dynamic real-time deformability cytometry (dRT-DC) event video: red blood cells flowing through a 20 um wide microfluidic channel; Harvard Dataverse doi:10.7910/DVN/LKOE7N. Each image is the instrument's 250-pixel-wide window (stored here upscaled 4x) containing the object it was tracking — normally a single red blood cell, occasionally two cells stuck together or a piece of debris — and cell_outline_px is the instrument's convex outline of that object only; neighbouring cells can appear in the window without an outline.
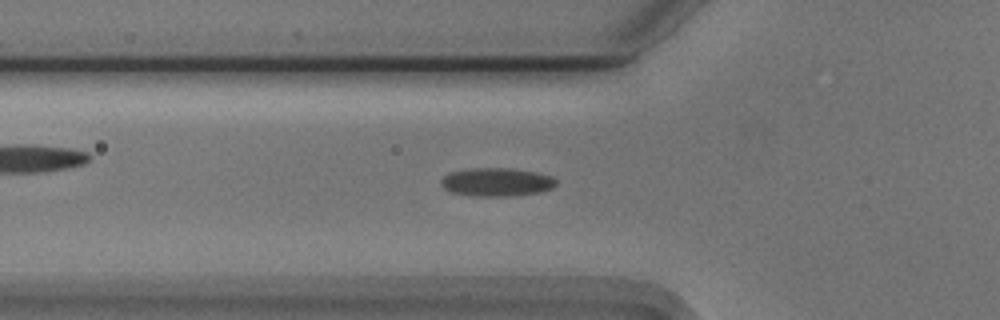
{"species": "Egyptian fruit bat (a non-hibernating species)", "species_latin": "Rousettus aegyptiacus", "temperature_condition": "cold", "stored_images_in_passage": 48, "camera_frame_rate_fps": 3000, "um_per_image_px": 0.085, "animal": {"sex": "male"}, "frame": {"image": 1, "passage_image": 15, "time_ms": 4.667, "image_size_px": [1000, 320], "cell_outline_px": [[556, 184], [552, 188], [540, 192], [512, 196], [476, 196], [452, 192], [444, 188], [440, 184], [440, 180], [444, 176], [452, 172], [468, 168], [508, 168], [536, 172], [552, 176], [556, 180]], "centroid_in_image_um": [42.22, 15.47], "position_along_channel_um": 83.6, "area_um2": 19.02}}
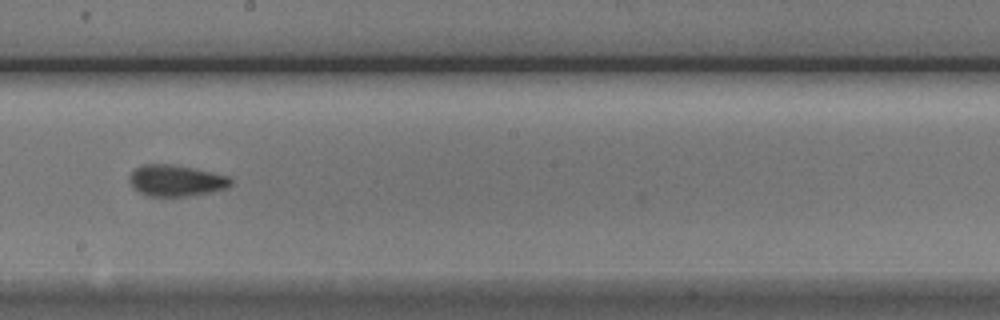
{"frame": {"image": 2, "passage_image": 27, "time_ms": 8.667, "image_size_px": [1000, 320], "cell_outline_px": [[232, 184], [228, 188], [212, 192], [184, 196], [148, 196], [132, 188], [128, 180], [128, 176], [140, 164], [172, 164], [212, 172], [228, 176], [232, 180]], "centroid_in_image_um": [14.94, 15.35], "position_along_channel_um": 233.3, "area_um2": 18.61}}
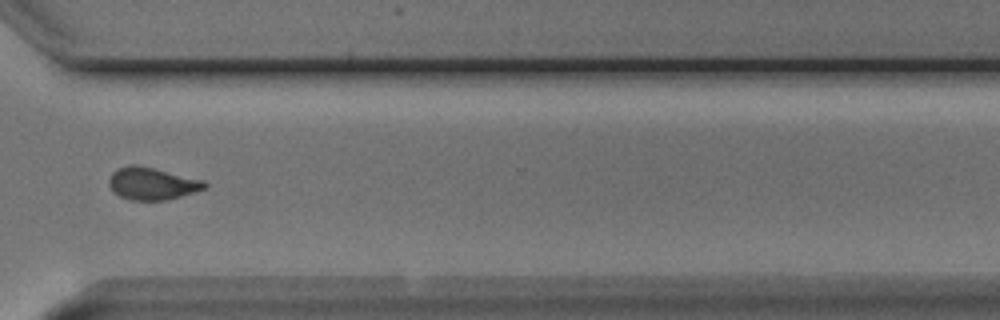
{"frame": {"image": 3, "passage_image": 37, "time_ms": 12.0, "image_size_px": [1000, 320], "cell_outline_px": [[208, 184], [204, 188], [168, 200], [132, 200], [120, 196], [108, 184], [108, 180], [112, 172], [116, 168], [128, 164], [136, 164], [204, 180]], "centroid_in_image_um": [12.89, 15.58], "position_along_channel_um": 357.7, "area_um2": 17.86}}